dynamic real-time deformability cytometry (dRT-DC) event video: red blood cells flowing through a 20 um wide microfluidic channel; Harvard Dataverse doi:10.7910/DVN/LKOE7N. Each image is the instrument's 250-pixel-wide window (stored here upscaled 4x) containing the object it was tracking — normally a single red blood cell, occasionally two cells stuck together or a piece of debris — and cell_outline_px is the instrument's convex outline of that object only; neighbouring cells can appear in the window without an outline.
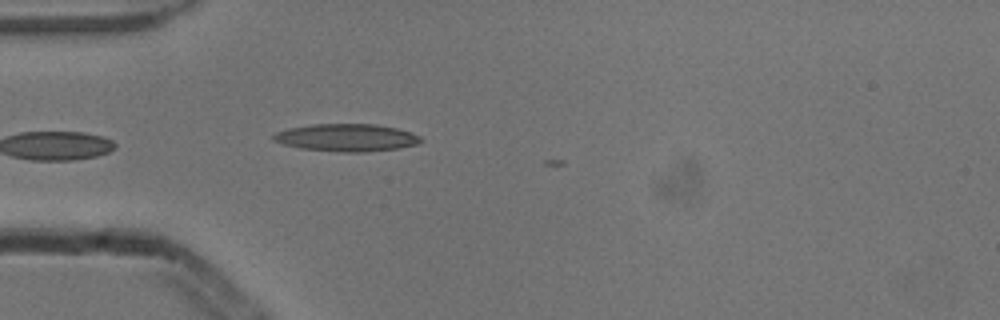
{"species": "common noctule bat (a hibernating species)", "species_latin": "Nyctalus noctula", "temperature_condition": "cold", "stored_images_in_passage": 2, "camera_frame_rate_fps": 3000, "um_per_image_px": 0.085, "animal": {"sex": "male", "body_mass_g": 13.3}, "frame": {"image": 1, "passage_image": 2, "time_ms": 0.333, "image_size_px": [1000, 320], "cell_outline_px": [[424, 140], [416, 144], [400, 148], [368, 152], [344, 152], [300, 148], [284, 144], [272, 140], [272, 136], [276, 132], [288, 128], [312, 124], [376, 124], [396, 128], [420, 136]], "centroid_in_image_um": [29.45, 11.7], "position_along_channel_um": 55.5, "area_um2": 23.58}}